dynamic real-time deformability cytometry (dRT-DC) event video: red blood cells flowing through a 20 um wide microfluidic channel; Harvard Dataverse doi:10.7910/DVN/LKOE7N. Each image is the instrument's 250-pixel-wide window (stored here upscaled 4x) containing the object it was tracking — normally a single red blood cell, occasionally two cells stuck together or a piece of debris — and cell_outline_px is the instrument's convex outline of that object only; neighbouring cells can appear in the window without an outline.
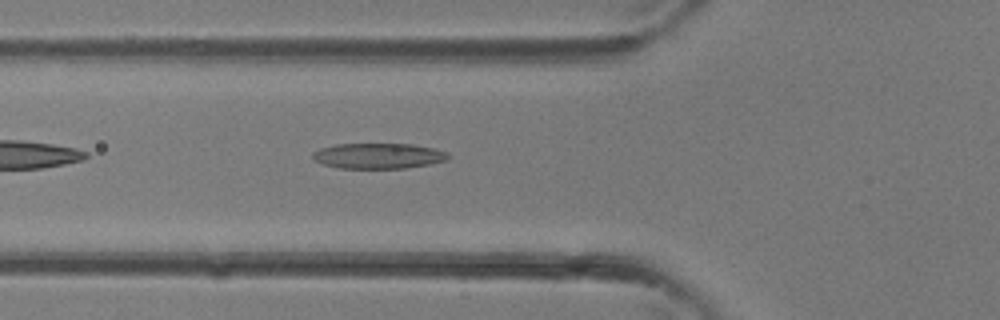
{"species": "common noctule bat (a hibernating species)", "species_latin": "Nyctalus noctula", "temperature_condition": "room temperature", "stored_images_in_passage": 26, "camera_frame_rate_fps": 3000, "um_per_image_px": 0.085, "animal": {"sex": "female"}, "frame": {"image": 1, "passage_image": 5, "time_ms": 1.333, "image_size_px": [1000, 320], "cell_outline_px": [[448, 160], [428, 164], [404, 168], [336, 168], [312, 160], [312, 152], [320, 148], [336, 144], [412, 144], [432, 148], [448, 152]], "centroid_in_image_um": [32.11, 13.25], "position_along_channel_um": 93.7, "area_um2": 20.11}}
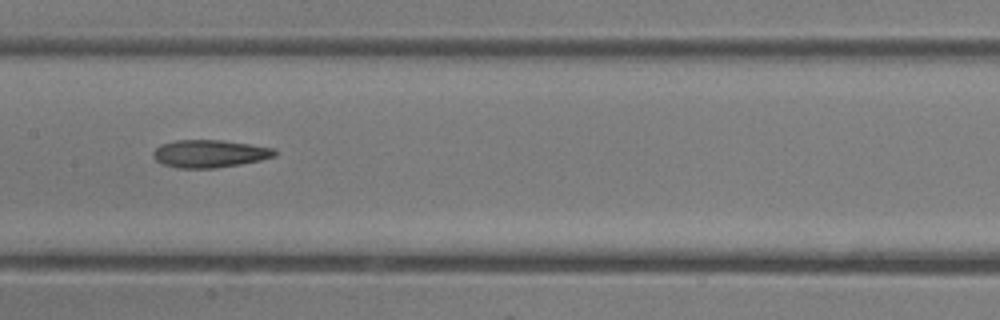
{"frame": {"image": 2, "passage_image": 10, "time_ms": 3.0, "image_size_px": [1000, 320], "cell_outline_px": [[280, 152], [276, 156], [260, 160], [240, 164], [216, 168], [176, 168], [164, 164], [156, 160], [152, 156], [152, 152], [160, 144], [176, 140], [220, 140], [276, 148]], "centroid_in_image_um": [17.84, 13.06], "position_along_channel_um": 189.6, "area_um2": 19.71}}
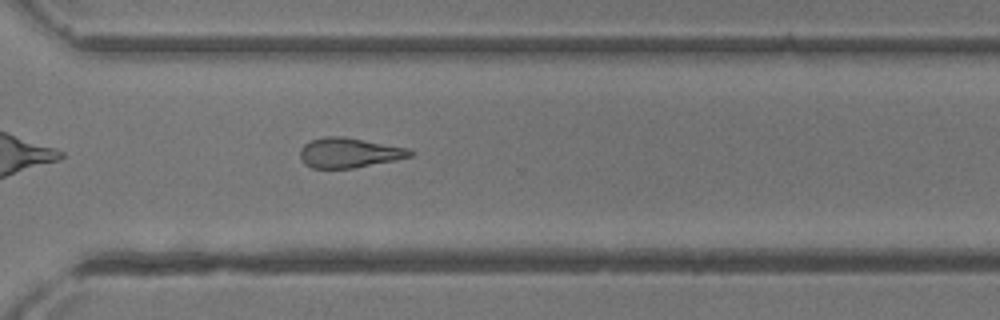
{"frame": {"image": 3, "passage_image": 18, "time_ms": 5.667, "image_size_px": [1000, 320], "cell_outline_px": [[416, 152], [412, 156], [396, 160], [356, 168], [312, 168], [304, 164], [300, 156], [300, 148], [304, 144], [312, 140], [324, 136], [344, 136], [408, 148]], "centroid_in_image_um": [29.69, 12.98], "position_along_channel_um": 340.9, "area_um2": 19.36}}